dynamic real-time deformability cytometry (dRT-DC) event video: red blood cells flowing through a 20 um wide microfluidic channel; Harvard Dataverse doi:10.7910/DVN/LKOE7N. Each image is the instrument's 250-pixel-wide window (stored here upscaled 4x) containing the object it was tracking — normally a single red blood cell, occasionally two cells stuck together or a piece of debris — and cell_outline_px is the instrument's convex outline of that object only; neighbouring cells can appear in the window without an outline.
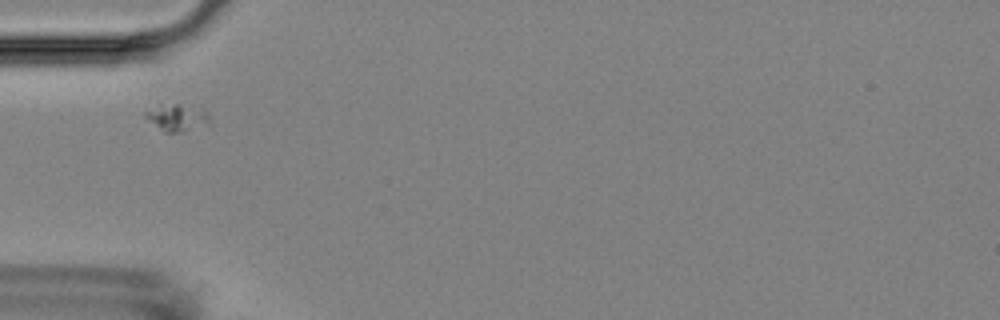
{"species": "Egyptian fruit bat (a non-hibernating species)", "species_latin": "Rousettus aegyptiacus", "temperature_condition": "room temperature", "stored_images_in_passage": 7, "camera_frame_rate_fps": 3000, "um_per_image_px": 0.085, "animal": {"sex": "female"}, "frame": {"image": 1, "passage_image": 2, "time_ms": 1.0, "image_size_px": [1000, 320], "cell_outline_px": [[212, 124], [184, 132], [164, 132], [144, 116], [144, 112], [160, 104], [180, 104], [204, 108], [208, 112], [212, 120]], "centroid_in_image_um": [15.15, 9.99], "position_along_channel_um": 69.8, "area_um2": 10.46}}